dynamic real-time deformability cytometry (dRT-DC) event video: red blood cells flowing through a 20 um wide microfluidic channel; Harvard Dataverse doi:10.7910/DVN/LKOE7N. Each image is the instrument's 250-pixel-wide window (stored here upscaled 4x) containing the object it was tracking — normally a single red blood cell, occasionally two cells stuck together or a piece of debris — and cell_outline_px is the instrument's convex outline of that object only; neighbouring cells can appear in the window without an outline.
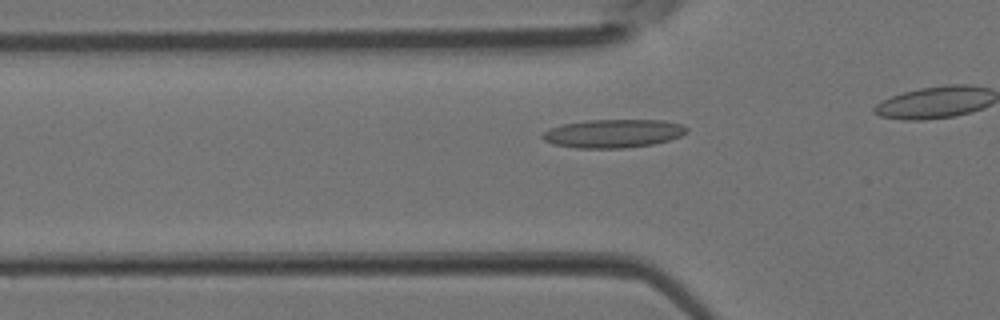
{"species": "Egyptian fruit bat (a non-hibernating species)", "species_latin": "Rousettus aegyptiacus", "temperature_condition": "room temperature", "stored_images_in_passage": 26, "camera_frame_rate_fps": 3000, "um_per_image_px": 0.085, "animal": {"sex": "female"}, "frame": {"image": 1, "passage_image": 6, "time_ms": 1.667, "image_size_px": [1000, 320], "cell_outline_px": [[688, 132], [680, 136], [668, 140], [652, 144], [624, 148], [576, 148], [552, 144], [544, 140], [540, 136], [544, 132], [552, 128], [564, 124], [588, 120], [664, 120], [684, 124], [688, 128]], "centroid_in_image_um": [52.15, 11.34], "position_along_channel_um": 73.6, "area_um2": 23.87}}
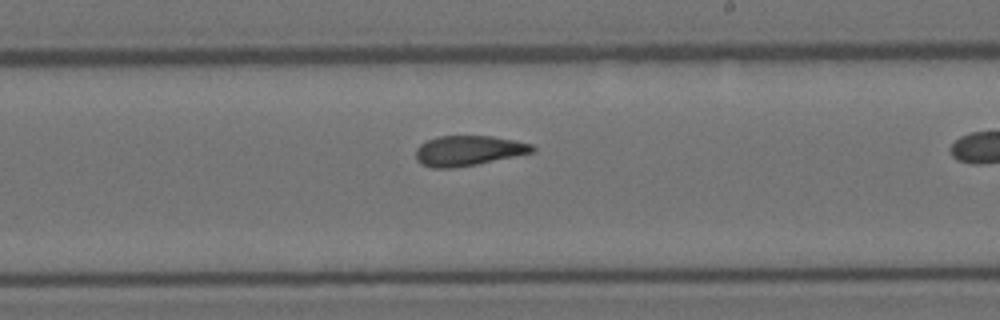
{"frame": {"image": 2, "passage_image": 17, "time_ms": 5.333, "image_size_px": [1000, 320], "cell_outline_px": [[536, 152], [456, 168], [432, 168], [420, 164], [416, 160], [416, 148], [420, 144], [428, 140], [440, 136], [492, 136], [532, 144], [536, 148]], "centroid_in_image_um": [39.8, 12.81], "position_along_channel_um": 249.2, "area_um2": 20.52}}
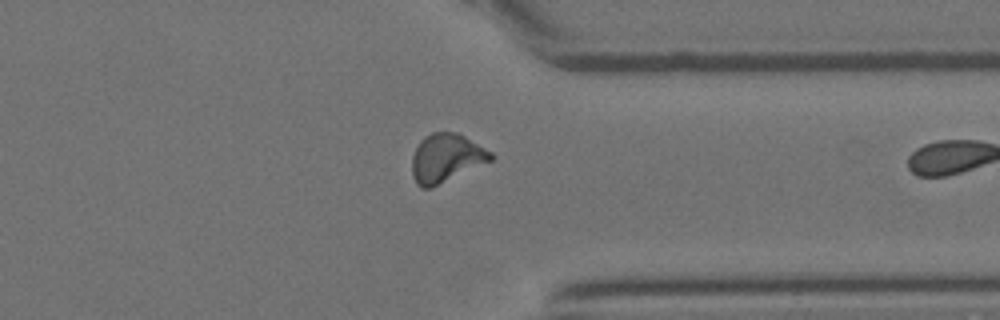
{"frame": {"image": 3, "passage_image": 25, "time_ms": 8.0, "image_size_px": [1000, 320], "cell_outline_px": [[496, 156], [492, 160], [428, 188], [420, 188], [416, 184], [412, 176], [412, 156], [420, 140], [424, 136], [432, 132], [456, 132], [464, 136], [492, 152]], "centroid_in_image_um": [37.9, 13.41], "position_along_channel_um": 373.5, "area_um2": 21.96}}